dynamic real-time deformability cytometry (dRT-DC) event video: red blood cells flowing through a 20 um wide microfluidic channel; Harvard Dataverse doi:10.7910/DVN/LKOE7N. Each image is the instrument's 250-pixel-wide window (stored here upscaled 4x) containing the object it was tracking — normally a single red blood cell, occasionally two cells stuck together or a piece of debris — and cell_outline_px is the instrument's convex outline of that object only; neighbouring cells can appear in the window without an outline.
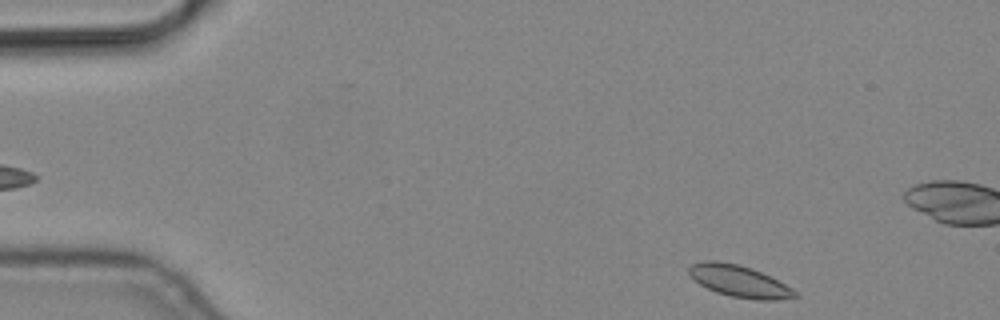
{"species": "common noctule bat (a hibernating species)", "species_latin": "Nyctalus noctula", "temperature_condition": "cold", "stored_images_in_passage": 4, "segment_of_instrument_passage": [2, 2], "camera_frame_rate_fps": 3000, "um_per_image_px": 0.085, "animal": {"sex": "male", "body_mass_g": 19.2, "forearm_length_mm": 51.8}, "frame": {"image": 1, "passage_image": 4, "time_ms": 1.0, "image_size_px": [1000, 320], "cell_outline_px": [[800, 296], [780, 300], [756, 300], [732, 296], [716, 292], [700, 284], [688, 272], [688, 268], [692, 264], [704, 260], [716, 260], [740, 264], [752, 268], [792, 288]], "centroid_in_image_um": [62.84, 23.89], "position_along_channel_um": 22.2, "area_um2": 19.48}}